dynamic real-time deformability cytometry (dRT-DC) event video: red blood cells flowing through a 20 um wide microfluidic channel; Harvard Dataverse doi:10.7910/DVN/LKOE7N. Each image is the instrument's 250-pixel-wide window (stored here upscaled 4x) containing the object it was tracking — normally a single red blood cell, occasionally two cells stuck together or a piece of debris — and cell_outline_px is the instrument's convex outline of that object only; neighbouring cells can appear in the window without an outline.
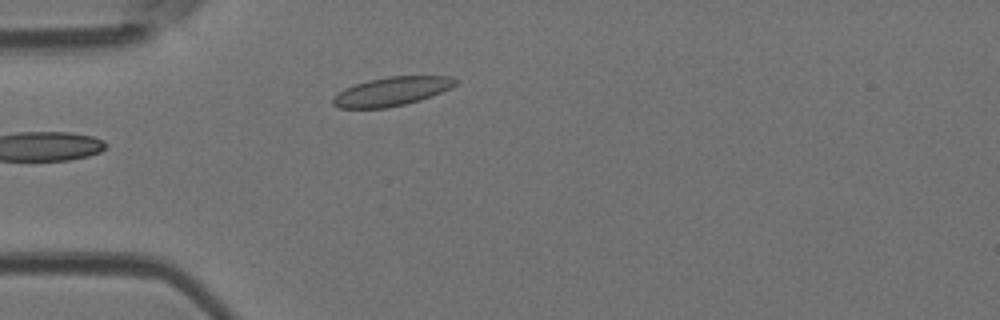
{"species": "Egyptian fruit bat (a non-hibernating species)", "species_latin": "Rousettus aegyptiacus", "temperature_condition": "room temperature", "stored_images_in_passage": 6, "camera_frame_rate_fps": 3000, "um_per_image_px": 0.085, "animal": {"sex": "female"}, "frame": {"image": 1, "passage_image": 5, "time_ms": 1.333, "image_size_px": [1000, 320], "cell_outline_px": [[460, 80], [452, 88], [420, 100], [404, 104], [384, 108], [340, 108], [332, 104], [332, 100], [344, 88], [368, 80], [388, 76], [448, 76]], "centroid_in_image_um": [33.33, 7.76], "position_along_channel_um": 51.7, "area_um2": 20.46}}